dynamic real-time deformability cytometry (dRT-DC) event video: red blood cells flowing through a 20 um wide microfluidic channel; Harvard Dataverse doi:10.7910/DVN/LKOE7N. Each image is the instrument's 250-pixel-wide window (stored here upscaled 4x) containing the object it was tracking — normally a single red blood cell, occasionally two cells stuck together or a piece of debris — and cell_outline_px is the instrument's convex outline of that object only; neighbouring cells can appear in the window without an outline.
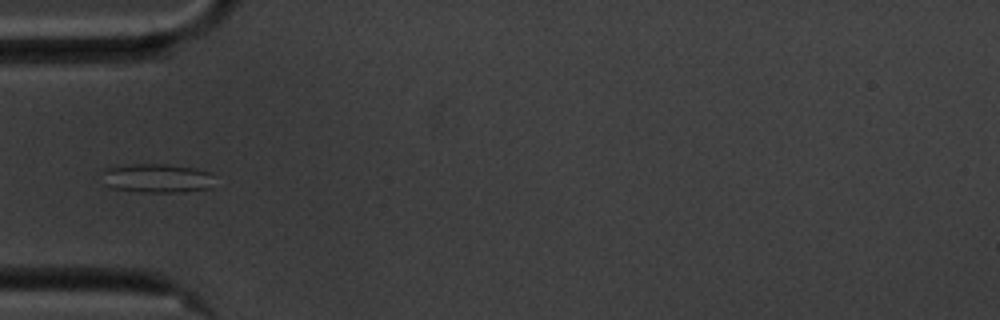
{"species": "common noctule bat (a hibernating species)", "species_latin": "Nyctalus noctula", "temperature_condition": "cold", "stored_images_in_passage": 10, "camera_frame_rate_fps": 3000, "um_per_image_px": 0.085, "animal": {"sex": "male", "body_mass_g": 20.1, "forearm_length_mm": 53.5}, "frame": {"image": 1, "passage_image": 1, "time_ms": 0.0, "image_size_px": [1000, 320], "cell_outline_px": [[208, 188], [184, 192], [140, 192], [112, 188], [104, 184], [100, 168], [132, 164], [164, 164], [196, 168], [208, 172]], "centroid_in_image_um": [13.17, 15.14], "position_along_channel_um": 71.8, "area_um2": 18.84}}
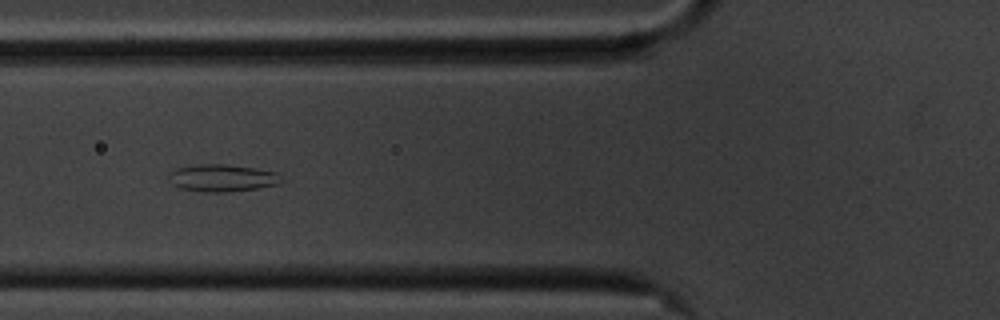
{"frame": {"image": 2, "passage_image": 4, "time_ms": 1.0, "image_size_px": [1000, 320], "cell_outline_px": [[280, 184], [256, 188], [224, 192], [208, 192], [180, 188], [172, 184], [168, 180], [172, 172], [176, 168], [196, 164], [228, 164], [276, 172]], "centroid_in_image_um": [18.83, 15.12], "position_along_channel_um": 107.0, "area_um2": 17.51}}
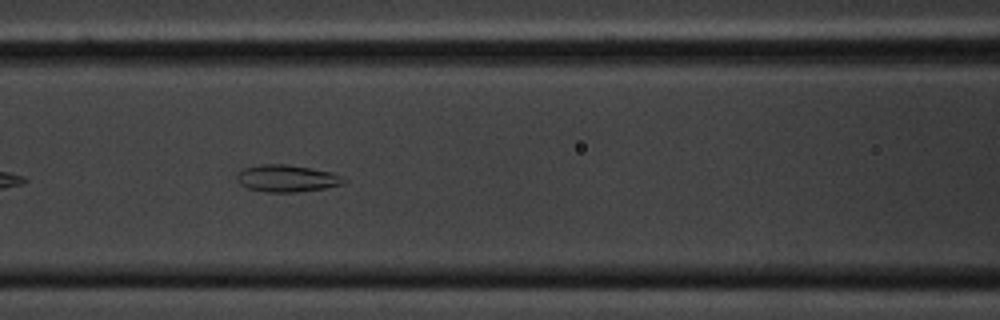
{"frame": {"image": 3, "passage_image": 7, "time_ms": 2.0, "image_size_px": [1000, 320], "cell_outline_px": [[348, 180], [344, 184], [324, 188], [296, 192], [264, 192], [248, 188], [240, 184], [236, 180], [236, 176], [244, 168], [264, 164], [284, 164], [312, 168], [332, 172], [344, 176]], "centroid_in_image_um": [24.43, 15.16], "position_along_channel_um": 142.2, "area_um2": 16.94}}